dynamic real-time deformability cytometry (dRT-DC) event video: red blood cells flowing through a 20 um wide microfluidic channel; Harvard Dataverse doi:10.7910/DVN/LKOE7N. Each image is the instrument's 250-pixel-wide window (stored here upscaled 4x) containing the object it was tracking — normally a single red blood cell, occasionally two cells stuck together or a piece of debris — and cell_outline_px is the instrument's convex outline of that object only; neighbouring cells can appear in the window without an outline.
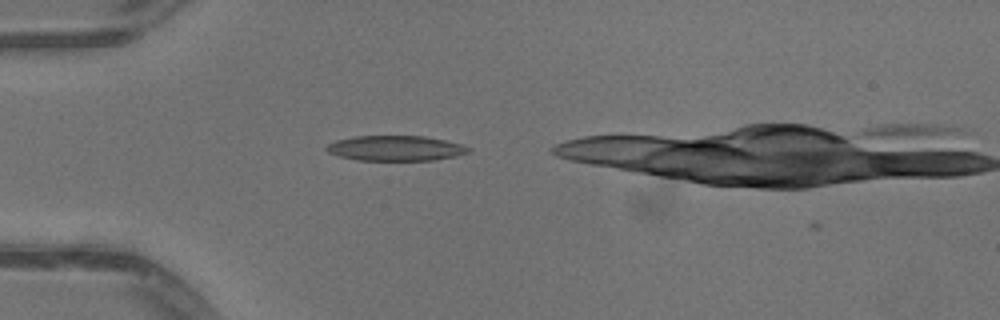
{"species": "common noctule bat (a hibernating species)", "species_latin": "Nyctalus noctula", "temperature_condition": "warm", "stored_images_in_passage": 28, "camera_frame_rate_fps": 3000, "um_per_image_px": 0.085, "animal": {"sex": "male", "body_mass_g": 13.3}, "frame": {"image": 1, "passage_image": 1, "time_ms": 0.0, "image_size_px": [1000, 320], "cell_outline_px": [[472, 148], [468, 152], [456, 156], [436, 160], [356, 160], [340, 156], [328, 152], [324, 148], [328, 144], [336, 140], [356, 136], [424, 136], [464, 144]], "centroid_in_image_um": [33.65, 12.6], "position_along_channel_um": 51.4, "area_um2": 20.87}}
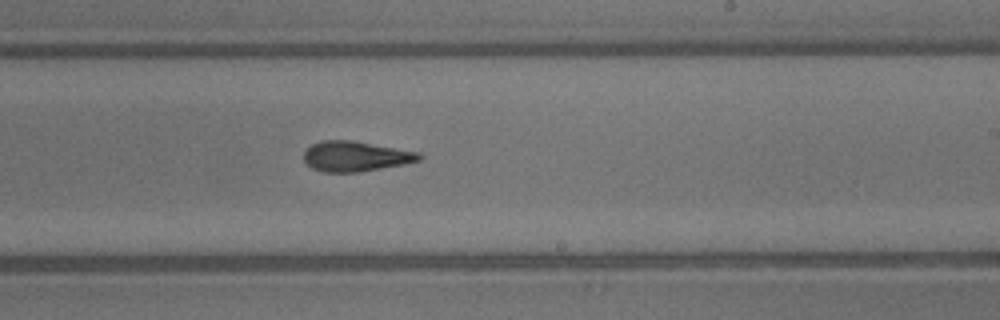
{"frame": {"image": 2, "passage_image": 17, "time_ms": 5.333, "image_size_px": [1000, 320], "cell_outline_px": [[424, 156], [420, 160], [404, 164], [356, 172], [324, 172], [312, 168], [304, 160], [304, 152], [312, 144], [320, 140], [352, 140], [420, 152]], "centroid_in_image_um": [30.23, 13.27], "position_along_channel_um": 258.8, "area_um2": 20.23}}
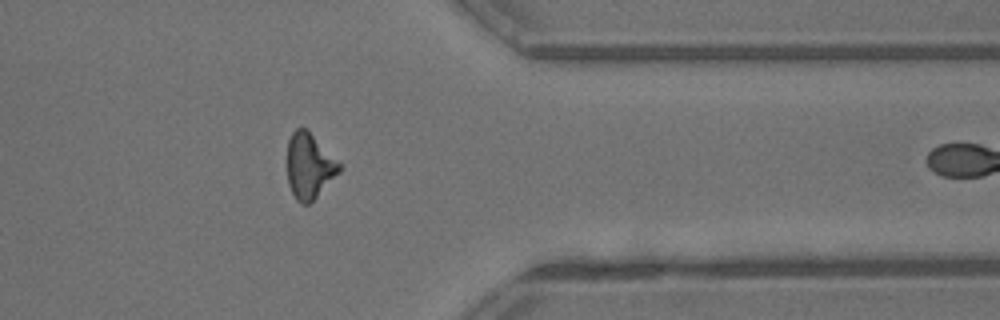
{"frame": {"image": 3, "passage_image": 27, "time_ms": 8.667, "image_size_px": [1000, 320], "cell_outline_px": [[344, 168], [308, 204], [300, 204], [296, 200], [288, 184], [288, 140], [292, 132], [296, 128], [304, 128], [344, 164]], "centroid_in_image_um": [26.32, 14.11], "position_along_channel_um": 385.1, "area_um2": 19.83}}